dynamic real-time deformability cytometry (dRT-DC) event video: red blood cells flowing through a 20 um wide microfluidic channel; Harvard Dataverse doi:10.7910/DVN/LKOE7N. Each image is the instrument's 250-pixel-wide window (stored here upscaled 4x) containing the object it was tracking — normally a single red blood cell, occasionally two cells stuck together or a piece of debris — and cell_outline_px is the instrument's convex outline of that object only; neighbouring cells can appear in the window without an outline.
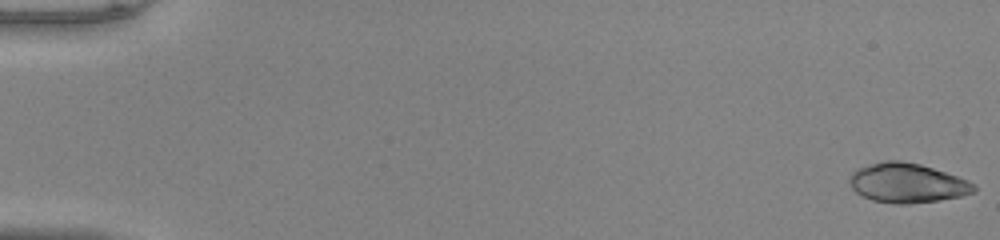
{"species": "common noctule bat (a hibernating species)", "species_latin": "Nyctalus noctula", "temperature_condition": "warm", "stored_images_in_passage": 51, "camera_frame_rate_fps": 3000, "um_per_image_px": 0.085, "animal": {"sex": "male", "body_mass_g": 20.0, "forearm_length_mm": 53.3}, "frame": {"image": 1, "passage_image": 1, "time_ms": 0.0, "image_size_px": [1000, 240], "cell_outline_px": [[976, 192], [960, 196], [940, 200], [908, 204], [896, 204], [872, 200], [856, 192], [852, 188], [848, 180], [848, 176], [856, 168], [884, 160], [900, 160], [920, 164], [968, 180], [976, 184]], "centroid_in_image_um": [77.09, 15.55], "position_along_channel_um": 7.9, "area_um2": 28.73}}
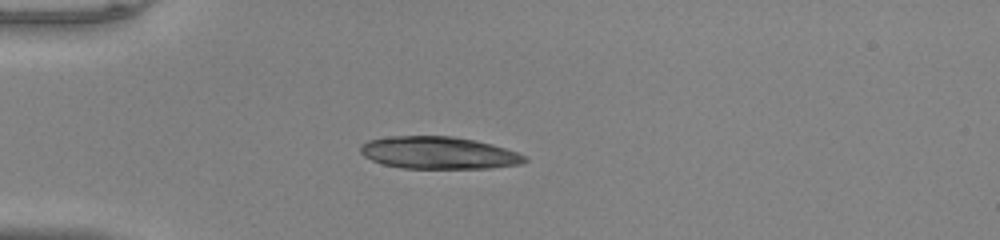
{"frame": {"image": 2, "passage_image": 15, "time_ms": 4.667, "image_size_px": [1000, 240], "cell_outline_px": [[528, 160], [524, 164], [492, 168], [400, 168], [384, 164], [372, 160], [364, 156], [360, 152], [360, 144], [368, 140], [388, 136], [452, 136], [476, 140], [492, 144], [528, 156]], "centroid_in_image_um": [37.3, 12.99], "position_along_channel_um": 47.7, "area_um2": 31.15}}